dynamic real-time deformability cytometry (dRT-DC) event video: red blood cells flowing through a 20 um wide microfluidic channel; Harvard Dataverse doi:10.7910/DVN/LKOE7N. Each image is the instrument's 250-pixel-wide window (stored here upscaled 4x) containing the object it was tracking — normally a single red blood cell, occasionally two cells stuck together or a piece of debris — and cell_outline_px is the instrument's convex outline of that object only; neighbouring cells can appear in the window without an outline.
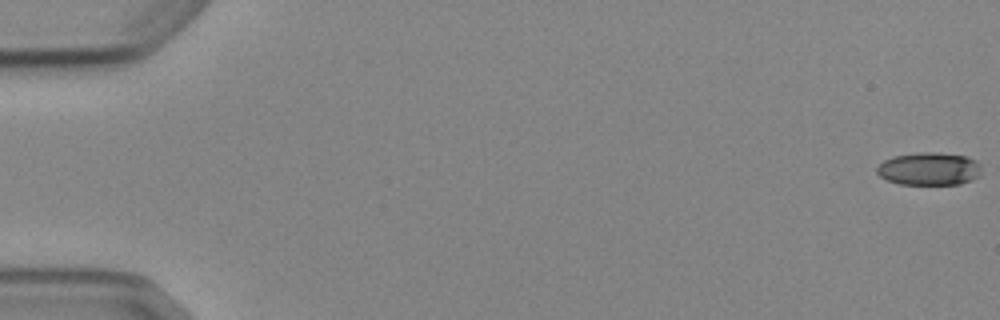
{"species": "Egyptian fruit bat (a non-hibernating species)", "species_latin": "Rousettus aegyptiacus", "temperature_condition": "cold", "stored_images_in_passage": 5, "camera_frame_rate_fps": 3000, "um_per_image_px": 0.085, "animal": {"sex": "female"}, "frame": {"image": 1, "passage_image": 1, "time_ms": 0.0, "image_size_px": [1000, 320], "cell_outline_px": [[980, 176], [972, 180], [960, 184], [900, 184], [888, 180], [880, 176], [876, 172], [876, 168], [884, 160], [892, 156], [920, 152], [936, 152], [968, 156], [976, 160], [980, 164]], "centroid_in_image_um": [79.0, 14.34], "position_along_channel_um": 6.0, "area_um2": 20.17}}
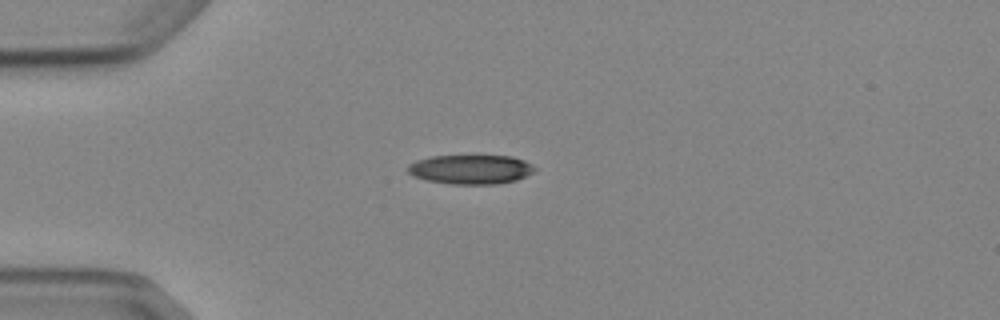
{"frame": {"image": 2, "passage_image": 5, "time_ms": 4.667, "image_size_px": [1000, 320], "cell_outline_px": [[536, 168], [532, 172], [516, 180], [496, 184], [452, 184], [428, 180], [412, 176], [408, 172], [408, 164], [416, 160], [432, 156], [512, 156], [524, 160], [532, 164]], "centroid_in_image_um": [40.0, 14.39], "position_along_channel_um": 45.0, "area_um2": 21.56}}